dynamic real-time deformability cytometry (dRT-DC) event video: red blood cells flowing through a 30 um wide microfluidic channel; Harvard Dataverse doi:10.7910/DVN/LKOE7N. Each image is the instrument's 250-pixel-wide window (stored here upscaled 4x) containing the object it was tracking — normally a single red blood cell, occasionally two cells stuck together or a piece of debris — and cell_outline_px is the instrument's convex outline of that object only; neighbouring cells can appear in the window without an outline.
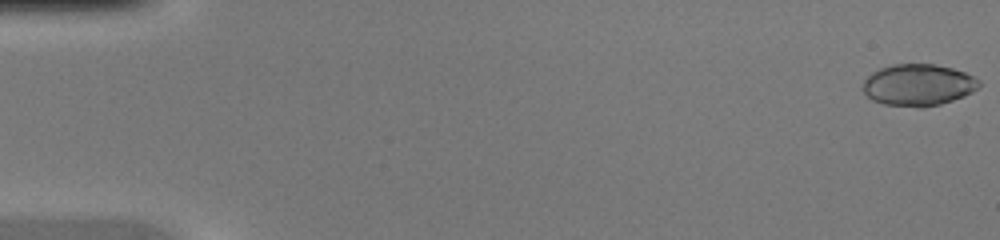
{"species": "common noctule bat (a hibernating species)", "species_latin": "Nyctalus noctula", "temperature_condition": "warm", "stored_images_in_passage": 46, "camera_frame_rate_fps": 3000, "um_per_image_px": 0.085, "animal": {"sex": "female", "body_mass_g": 20.0, "forearm_length_mm": 54.0}, "frame": {"image": 1, "passage_image": 1, "time_ms": 0.0, "image_size_px": [1000, 240], "cell_outline_px": [[980, 84], [972, 92], [964, 96], [940, 104], [920, 108], [916, 108], [884, 104], [872, 100], [860, 88], [864, 80], [872, 72], [880, 68], [892, 64], [936, 64], [952, 68], [964, 72], [980, 80]], "centroid_in_image_um": [78.01, 7.22], "position_along_channel_um": 7.0, "area_um2": 28.38}}
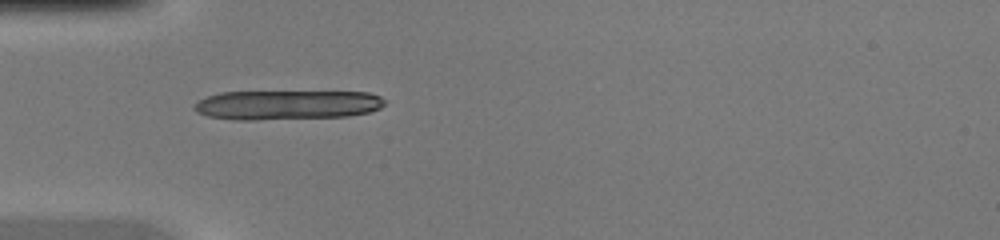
{"frame": {"image": 2, "passage_image": 15, "time_ms": 4.667, "image_size_px": [1000, 240], "cell_outline_px": [[388, 100], [380, 108], [368, 112], [348, 116], [256, 120], [232, 120], [208, 116], [196, 112], [192, 108], [200, 100], [208, 96], [220, 92], [368, 92], [380, 96]], "centroid_in_image_um": [24.4, 8.92], "position_along_channel_um": 60.6, "area_um2": 32.77}}